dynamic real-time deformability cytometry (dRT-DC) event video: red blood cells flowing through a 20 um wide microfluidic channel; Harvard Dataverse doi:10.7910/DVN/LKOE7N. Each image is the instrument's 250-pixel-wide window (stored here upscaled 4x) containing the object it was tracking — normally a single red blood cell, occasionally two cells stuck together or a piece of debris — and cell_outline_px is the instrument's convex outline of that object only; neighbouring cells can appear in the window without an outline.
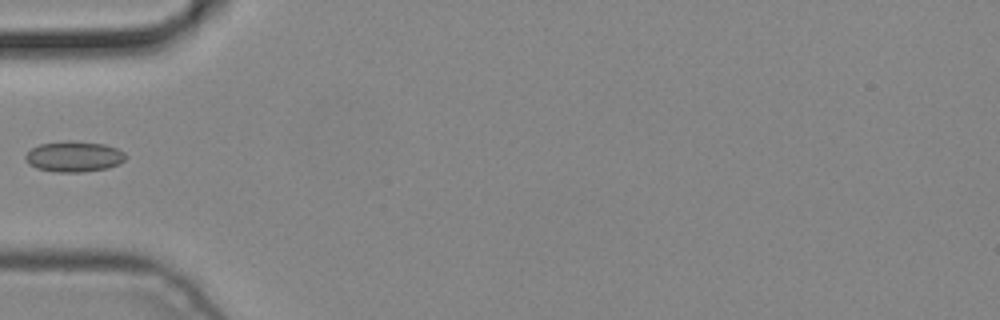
{"species": "common noctule bat (a hibernating species)", "species_latin": "Nyctalus noctula", "temperature_condition": "cold", "stored_images_in_passage": 4, "camera_frame_rate_fps": 3000, "um_per_image_px": 0.085, "animal": {"sex": "male", "body_mass_g": 19.2, "forearm_length_mm": 51.8}, "frame": {"image": 1, "passage_image": 4, "time_ms": 1.0, "image_size_px": [1000, 320], "cell_outline_px": [[128, 156], [120, 164], [108, 168], [84, 172], [56, 172], [36, 168], [28, 164], [24, 160], [24, 156], [32, 148], [40, 144], [68, 140], [72, 140], [104, 144], [116, 148], [124, 152]], "centroid_in_image_um": [6.29, 13.31], "position_along_channel_um": 78.7, "area_um2": 18.15}}